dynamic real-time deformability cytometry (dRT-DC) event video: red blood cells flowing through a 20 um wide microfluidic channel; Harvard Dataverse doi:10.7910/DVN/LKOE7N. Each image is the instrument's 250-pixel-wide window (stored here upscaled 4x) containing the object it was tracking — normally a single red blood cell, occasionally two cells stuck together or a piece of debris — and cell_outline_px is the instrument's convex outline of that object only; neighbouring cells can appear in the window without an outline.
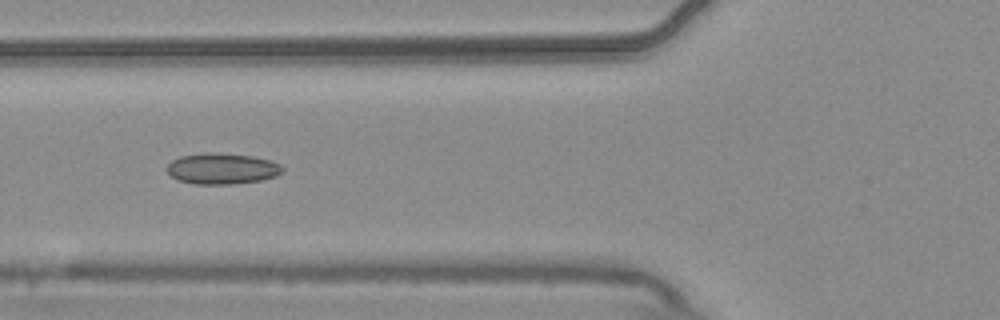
{"species": "common noctule bat (a hibernating species)", "species_latin": "Nyctalus noctula", "temperature_condition": "warm", "stored_images_in_passage": 6, "camera_frame_rate_fps": 3000, "um_per_image_px": 0.085, "animal": {"sex": "male", "body_mass_g": 20.4}, "frame": {"image": 1, "passage_image": 6, "time_ms": 1.667, "image_size_px": [1000, 320], "cell_outline_px": [[284, 172], [276, 176], [260, 180], [232, 184], [196, 184], [176, 180], [168, 172], [168, 164], [172, 160], [180, 156], [208, 152], [212, 152], [252, 156], [268, 160], [280, 164], [284, 168]], "centroid_in_image_um": [18.88, 14.33], "position_along_channel_um": 106.9, "area_um2": 20.81}}